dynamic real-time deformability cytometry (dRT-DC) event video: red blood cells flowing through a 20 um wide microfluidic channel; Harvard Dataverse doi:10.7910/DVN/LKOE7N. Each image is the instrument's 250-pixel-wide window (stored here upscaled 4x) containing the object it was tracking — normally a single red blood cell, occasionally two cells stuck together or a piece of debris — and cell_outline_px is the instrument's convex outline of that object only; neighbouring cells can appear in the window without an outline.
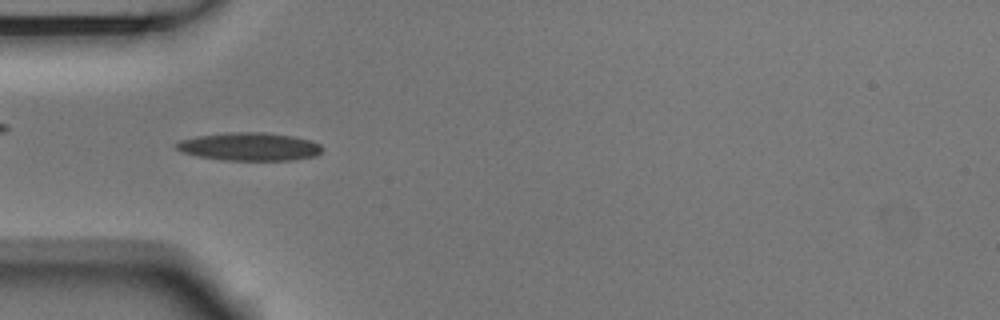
{"species": "Egyptian fruit bat (a non-hibernating species)", "species_latin": "Rousettus aegyptiacus", "temperature_condition": "room temperature", "stored_images_in_passage": 46, "camera_frame_rate_fps": 3000, "um_per_image_px": 0.085, "animal": {"sex": "male"}, "frame": {"image": 1, "passage_image": 9, "time_ms": 2.667, "image_size_px": [1000, 320], "cell_outline_px": [[324, 148], [316, 156], [292, 160], [220, 160], [196, 156], [180, 152], [176, 148], [176, 144], [180, 140], [196, 136], [228, 132], [264, 132], [292, 136], [312, 140], [320, 144]], "centroid_in_image_um": [21.2, 12.46], "position_along_channel_um": 63.8, "area_um2": 24.1}}
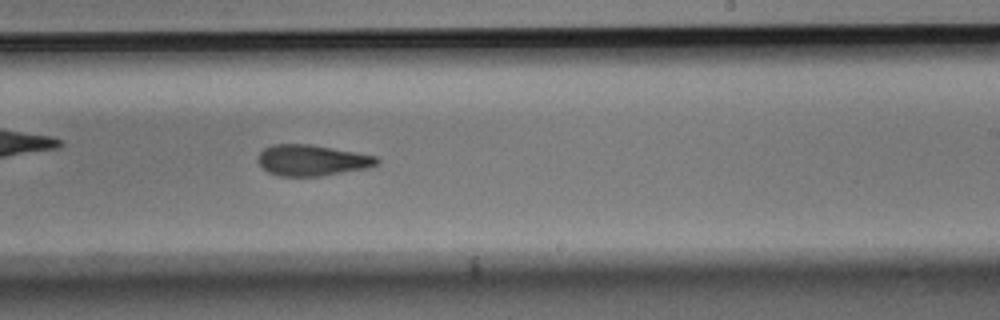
{"frame": {"image": 2, "passage_image": 25, "time_ms": 8.0, "image_size_px": [1000, 320], "cell_outline_px": [[380, 160], [376, 164], [368, 168], [320, 176], [280, 176], [268, 172], [256, 160], [256, 156], [264, 148], [272, 144], [308, 144], [356, 152], [376, 156]], "centroid_in_image_um": [26.49, 13.62], "position_along_channel_um": 262.5, "area_um2": 21.44}}
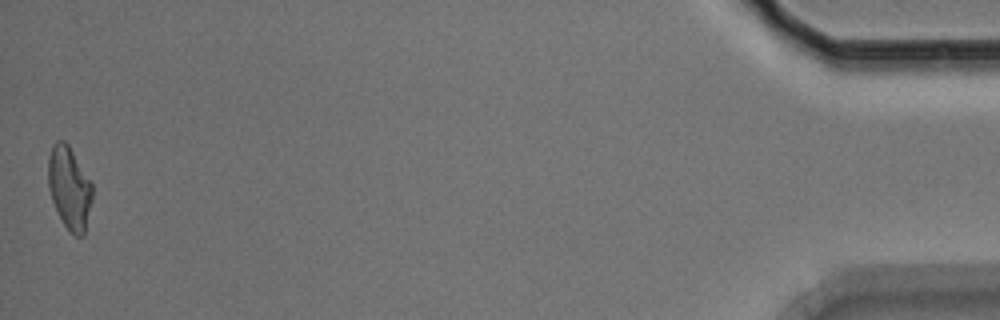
{"frame": {"image": 3, "passage_image": 46, "time_ms": 15.0, "image_size_px": [1000, 320], "cell_outline_px": [[92, 200], [84, 236], [76, 236], [64, 224], [52, 200], [48, 188], [48, 156], [52, 144], [56, 140], [64, 140], [68, 144], [92, 184]], "centroid_in_image_um": [5.89, 15.94], "position_along_channel_um": 429.3, "area_um2": 21.1}, "authors_computed_cell_mechanics": {"area_um2": 21.8484, "velocity_mm_per_s": 3.7379, "shape_relaxation_time_tau1_ms": 9.4835, "shape_relaxation_time_tau2_ms": 5.4965, "deformation_change_tau1": 0.2044, "deformation_change_tau2": 0.1576}}